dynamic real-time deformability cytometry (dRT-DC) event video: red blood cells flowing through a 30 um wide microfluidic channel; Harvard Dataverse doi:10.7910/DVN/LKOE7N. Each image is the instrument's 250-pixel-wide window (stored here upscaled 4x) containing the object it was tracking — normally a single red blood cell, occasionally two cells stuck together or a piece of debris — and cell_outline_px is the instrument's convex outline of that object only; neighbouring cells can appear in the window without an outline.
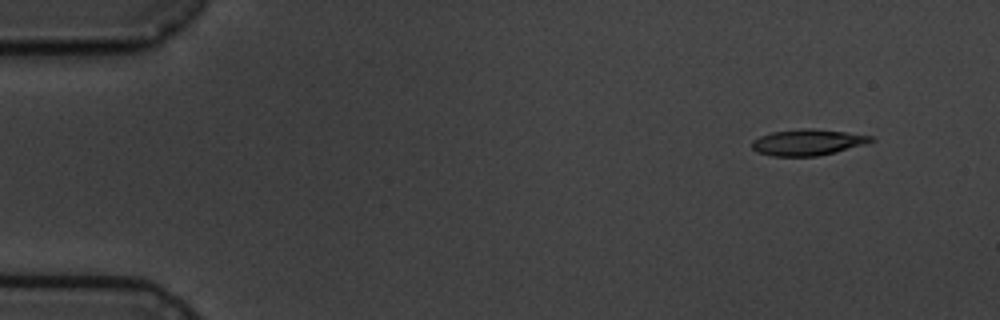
{"species": "common noctule bat (a hibernating species)", "species_latin": "Nyctalus noctula", "temperature_condition": "cold", "stored_images_in_passage": 5, "segment_of_instrument_passage": [2, 2], "camera_frame_rate_fps": 3000, "um_per_image_px": 0.085, "animal": {"sex": "male", "body_mass_g": 19.5, "forearm_length_mm": 54.6}, "frame": {"image": 1, "passage_image": 5, "time_ms": 4.667, "image_size_px": [1000, 320], "cell_outline_px": [[876, 140], [836, 152], [816, 156], [772, 156], [756, 152], [752, 148], [752, 140], [760, 136], [772, 132], [804, 128], [812, 128], [844, 132], [872, 136]], "centroid_in_image_um": [68.61, 12.1], "position_along_channel_um": 16.4, "area_um2": 17.98}}